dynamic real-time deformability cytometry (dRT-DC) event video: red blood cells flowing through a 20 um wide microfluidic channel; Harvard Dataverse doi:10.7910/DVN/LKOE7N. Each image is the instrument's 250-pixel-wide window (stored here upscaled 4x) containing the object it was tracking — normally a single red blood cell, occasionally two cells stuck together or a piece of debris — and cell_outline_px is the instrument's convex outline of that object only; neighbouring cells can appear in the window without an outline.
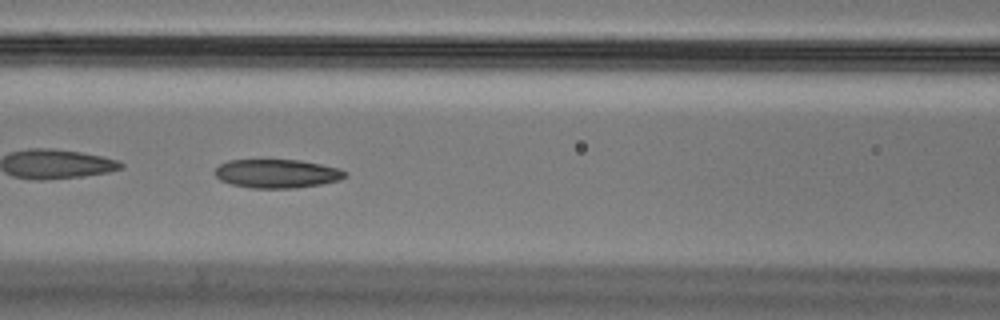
{"species": "Egyptian fruit bat (a non-hibernating species)", "species_latin": "Rousettus aegyptiacus", "temperature_condition": "cold", "stored_images_in_passage": 54, "camera_frame_rate_fps": 3000, "um_per_image_px": 0.085, "animal": {"sex": "male"}, "frame": {"image": 1, "passage_image": 24, "time_ms": 7.667, "image_size_px": [1000, 320], "cell_outline_px": [[348, 176], [340, 180], [320, 184], [296, 188], [252, 188], [232, 184], [220, 180], [212, 172], [220, 164], [228, 160], [300, 160], [340, 168], [348, 172]], "centroid_in_image_um": [23.56, 14.75], "position_along_channel_um": 143.0, "area_um2": 21.91}}
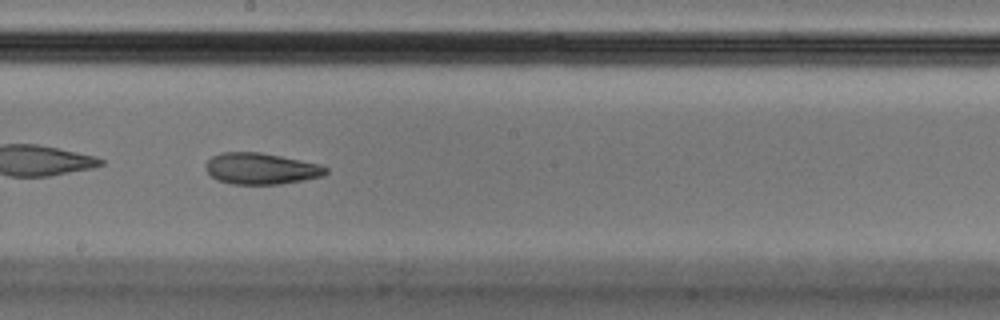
{"frame": {"image": 2, "passage_image": 31, "time_ms": 10.0, "image_size_px": [1000, 320], "cell_outline_px": [[328, 172], [324, 176], [304, 180], [280, 184], [232, 184], [216, 180], [208, 172], [204, 164], [212, 156], [220, 152], [260, 152], [320, 164], [328, 168]], "centroid_in_image_um": [22.19, 14.33], "position_along_channel_um": 226.0, "area_um2": 22.02}, "authors_computed_cell_mechanics": {"area_um2": 25.1141, "velocity_mm_per_s": 3.5542, "shape_relaxation_time_tau1_ms": null, "shape_relaxation_time_tau2_ms": 4.8792, "deformation_change_tau1": null, "deformation_change_tau2": 0.1099}}